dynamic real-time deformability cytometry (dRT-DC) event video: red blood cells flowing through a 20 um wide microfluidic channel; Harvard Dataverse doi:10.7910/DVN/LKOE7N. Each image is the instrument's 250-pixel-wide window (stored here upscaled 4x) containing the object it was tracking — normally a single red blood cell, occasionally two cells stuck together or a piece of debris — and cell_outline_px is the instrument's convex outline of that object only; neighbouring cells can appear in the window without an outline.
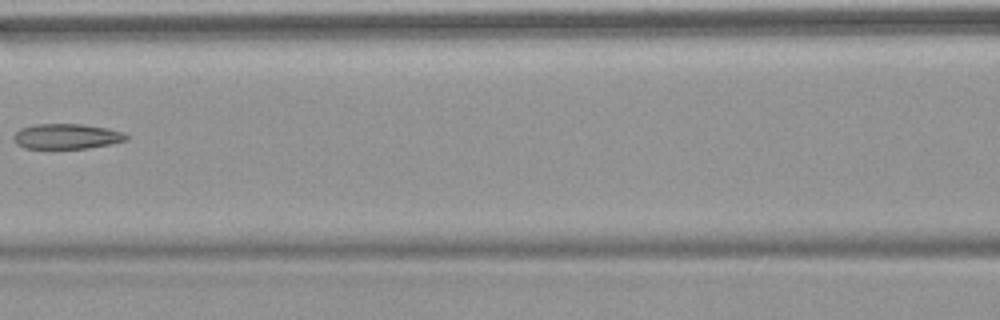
{"species": "common noctule bat (a hibernating species)", "species_latin": "Nyctalus noctula", "temperature_condition": "warm", "stored_images_in_passage": 7, "camera_frame_rate_fps": 3000, "um_per_image_px": 0.085, "animal": {"sex": "female", "body_mass_g": 18.4}, "frame": {"image": 1, "passage_image": 6, "time_ms": 6.0, "image_size_px": [1000, 320], "cell_outline_px": [[128, 140], [112, 144], [88, 148], [24, 148], [16, 144], [12, 136], [20, 128], [36, 124], [80, 124], [108, 128], [124, 132], [128, 136]], "centroid_in_image_um": [5.68, 11.59], "position_along_channel_um": 160.9, "area_um2": 16.65}}
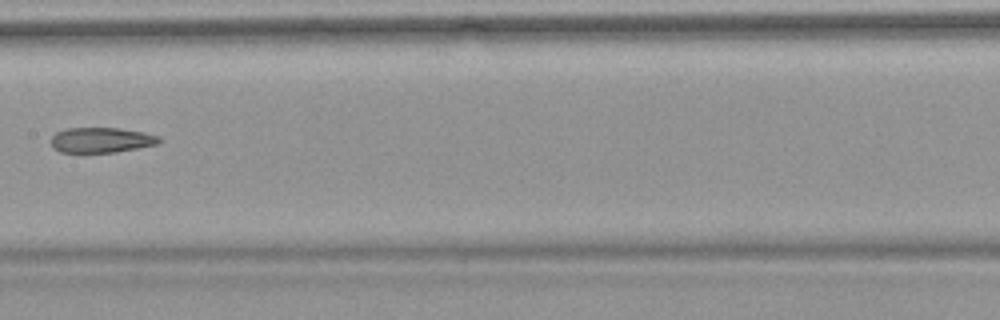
{"frame": {"image": 2, "passage_image": 7, "time_ms": 7.0, "image_size_px": [1000, 320], "cell_outline_px": [[160, 140], [156, 144], [116, 152], [60, 152], [52, 148], [52, 136], [56, 132], [64, 128], [120, 128], [144, 132], [160, 136]], "centroid_in_image_um": [8.58, 11.89], "position_along_channel_um": 198.8, "area_um2": 15.84}}